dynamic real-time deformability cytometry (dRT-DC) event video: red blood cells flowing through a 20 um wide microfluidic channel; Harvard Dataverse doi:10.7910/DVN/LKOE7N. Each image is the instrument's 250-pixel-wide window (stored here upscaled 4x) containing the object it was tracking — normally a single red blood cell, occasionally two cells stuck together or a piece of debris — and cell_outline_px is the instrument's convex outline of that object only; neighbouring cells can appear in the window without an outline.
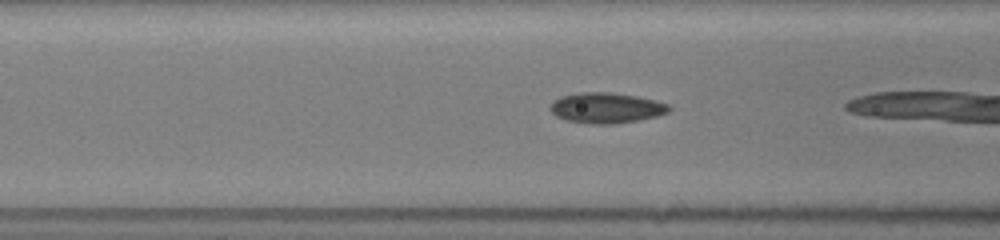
{"species": "common noctule bat (a hibernating species)", "species_latin": "Nyctalus noctula", "temperature_condition": "room temperature", "stored_images_in_passage": 17, "camera_frame_rate_fps": 3000, "um_per_image_px": 0.085, "animal": {"sex": "female", "body_mass_g": 19.5, "forearm_length_mm": 54.1}, "frame": {"image": 1, "passage_image": 16, "time_ms": 6.0, "image_size_px": [1000, 240], "cell_outline_px": [[672, 108], [668, 112], [656, 116], [640, 120], [612, 124], [588, 124], [568, 120], [556, 116], [548, 108], [552, 100], [560, 96], [580, 92], [612, 92], [636, 96], [656, 100], [668, 104]], "centroid_in_image_um": [51.51, 9.16], "position_along_channel_um": 115.1, "area_um2": 21.33}}